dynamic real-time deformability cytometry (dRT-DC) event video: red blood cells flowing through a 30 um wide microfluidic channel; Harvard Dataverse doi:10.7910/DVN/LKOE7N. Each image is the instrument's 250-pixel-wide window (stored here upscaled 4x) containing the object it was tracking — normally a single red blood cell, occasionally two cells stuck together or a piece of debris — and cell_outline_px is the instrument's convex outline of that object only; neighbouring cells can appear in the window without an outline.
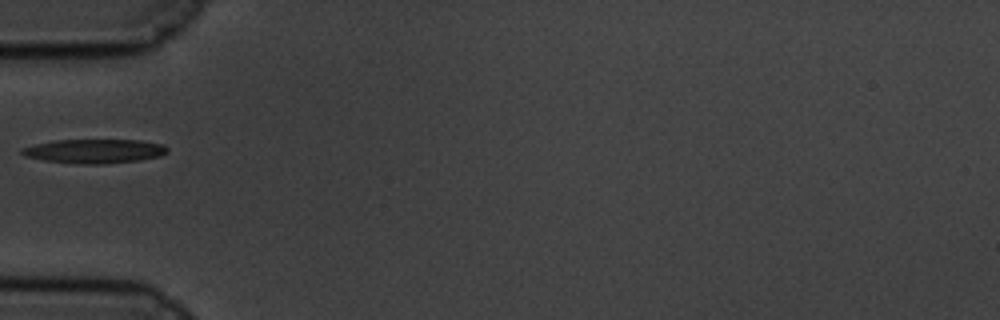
{"species": "common noctule bat (a hibernating species)", "species_latin": "Nyctalus noctula", "temperature_condition": "cold", "stored_images_in_passage": 41, "camera_frame_rate_fps": 3000, "um_per_image_px": 0.085, "animal": {"sex": "male", "body_mass_g": 19.5, "forearm_length_mm": 54.6}, "frame": {"image": 1, "passage_image": 1, "time_ms": 0.0, "image_size_px": [1000, 320], "cell_outline_px": [[168, 152], [160, 156], [140, 160], [104, 164], [80, 164], [44, 160], [24, 156], [20, 152], [20, 148], [52, 140], [140, 140], [164, 144], [168, 148]], "centroid_in_image_um": [8.03, 12.84], "position_along_channel_um": 77.0, "area_um2": 20.58}}
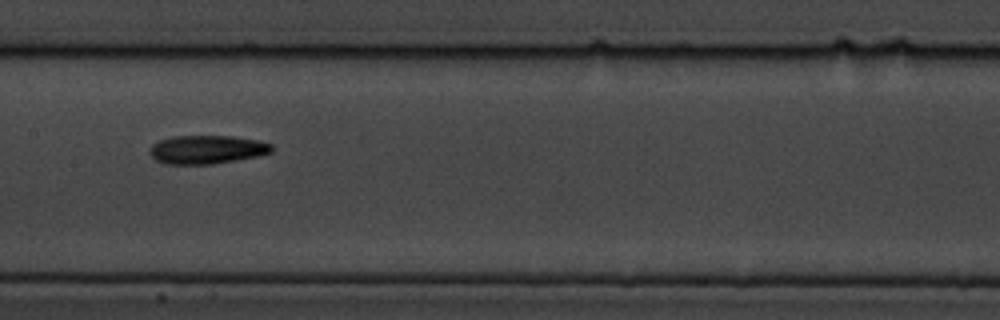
{"frame": {"image": 2, "passage_image": 11, "time_ms": 3.333, "image_size_px": [1000, 320], "cell_outline_px": [[272, 152], [256, 156], [236, 160], [212, 164], [164, 164], [156, 160], [148, 152], [148, 148], [152, 144], [160, 140], [172, 136], [232, 136], [260, 140], [272, 144]], "centroid_in_image_um": [17.56, 12.71], "position_along_channel_um": 189.8, "area_um2": 20.4}}
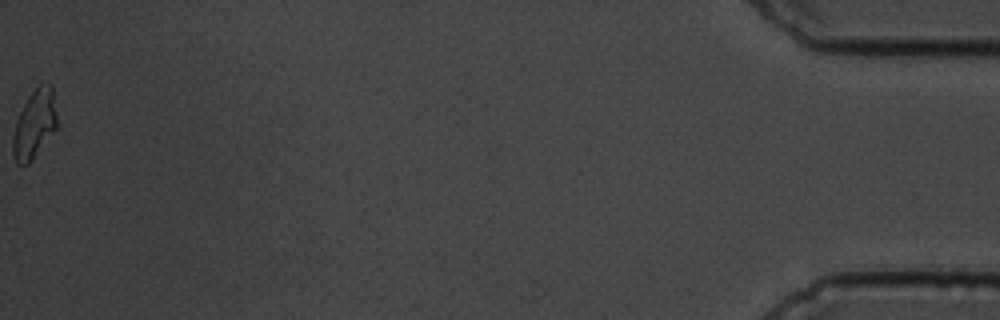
{"frame": {"image": 3, "passage_image": 41, "time_ms": 13.333, "image_size_px": [1000, 320], "cell_outline_px": [[56, 128], [32, 160], [28, 164], [16, 164], [12, 156], [12, 136], [16, 120], [28, 96], [40, 84], [48, 84], [52, 88], [56, 116]], "centroid_in_image_um": [2.88, 10.6], "position_along_channel_um": 432.3, "area_um2": 17.34}}